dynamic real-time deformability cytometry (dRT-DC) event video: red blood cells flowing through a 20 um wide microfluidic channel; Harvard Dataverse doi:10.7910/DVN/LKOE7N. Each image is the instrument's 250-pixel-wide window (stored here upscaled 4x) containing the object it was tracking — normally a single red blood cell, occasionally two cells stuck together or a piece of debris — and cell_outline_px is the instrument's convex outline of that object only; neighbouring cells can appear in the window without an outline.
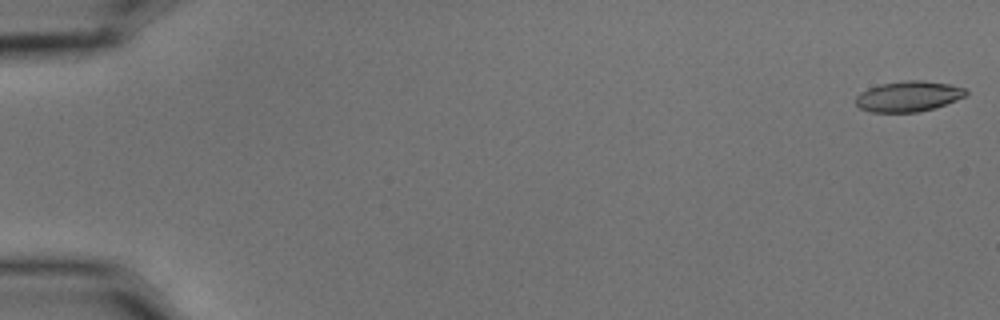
{"species": "common noctule bat (a hibernating species)", "species_latin": "Nyctalus noctula", "temperature_condition": "cold", "stored_images_in_passage": 6, "camera_frame_rate_fps": 3000, "um_per_image_px": 0.085, "animal": {"sex": "male", "body_mass_g": 15.6}, "frame": {"image": 1, "passage_image": 1, "time_ms": 0.0, "image_size_px": [1000, 320], "cell_outline_px": [[968, 92], [964, 96], [956, 100], [932, 108], [916, 112], [872, 112], [860, 108], [856, 104], [856, 96], [860, 92], [868, 88], [880, 84], [908, 80], [924, 80], [948, 84], [964, 88]], "centroid_in_image_um": [77.18, 8.18], "position_along_channel_um": 7.8, "area_um2": 19.36}}
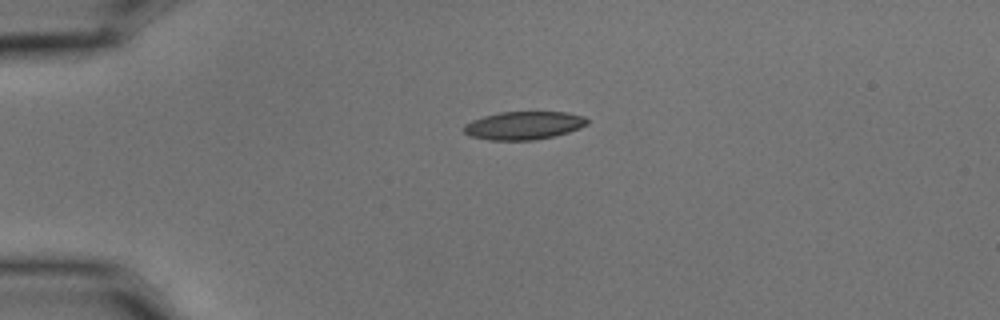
{"frame": {"image": 2, "passage_image": 4, "time_ms": 1.0, "image_size_px": [1000, 320], "cell_outline_px": [[588, 124], [580, 128], [556, 136], [536, 140], [488, 140], [468, 136], [464, 132], [464, 124], [472, 120], [484, 116], [500, 112], [568, 112], [584, 116], [588, 120]], "centroid_in_image_um": [44.52, 10.67], "position_along_channel_um": 40.5, "area_um2": 20.4}}
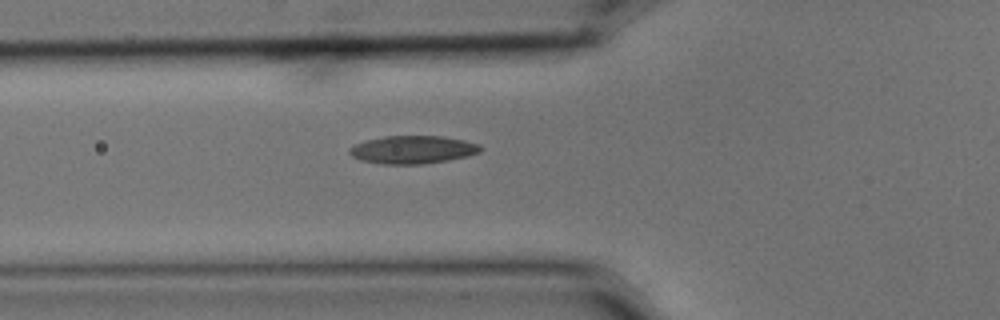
{"frame": {"image": 3, "passage_image": 6, "time_ms": 1.667, "image_size_px": [1000, 320], "cell_outline_px": [[484, 148], [480, 152], [468, 156], [448, 160], [420, 164], [380, 164], [360, 160], [352, 156], [348, 152], [348, 148], [356, 144], [368, 140], [384, 136], [444, 136], [464, 140], [480, 144]], "centroid_in_image_um": [35.1, 12.72], "position_along_channel_um": 90.7, "area_um2": 21.44}}